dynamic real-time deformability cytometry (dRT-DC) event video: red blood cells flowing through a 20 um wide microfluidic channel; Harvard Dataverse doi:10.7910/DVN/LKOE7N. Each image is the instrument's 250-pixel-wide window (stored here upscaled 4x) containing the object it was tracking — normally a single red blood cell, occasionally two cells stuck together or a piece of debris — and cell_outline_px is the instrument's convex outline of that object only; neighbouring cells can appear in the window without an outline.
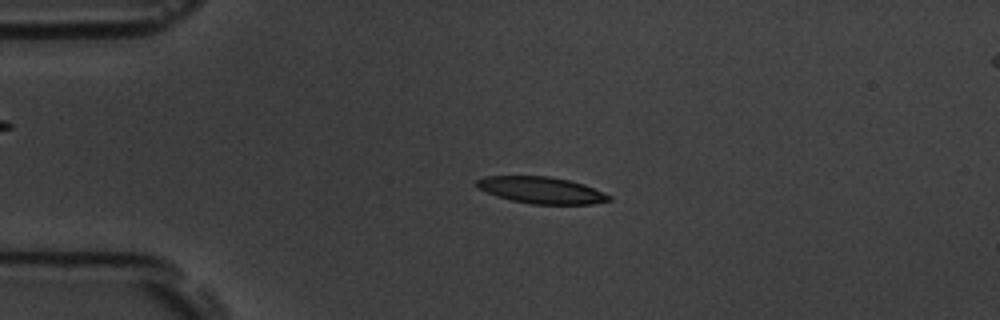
{"species": "common noctule bat (a hibernating species)", "species_latin": "Nyctalus noctula", "temperature_condition": "room temperature", "stored_images_in_passage": 55, "camera_frame_rate_fps": 3000, "um_per_image_px": 0.085, "animal": {"sex": "male", "body_mass_g": 19.5, "forearm_length_mm": 54.6}, "frame": {"image": 1, "passage_image": 12, "time_ms": 3.667, "image_size_px": [1000, 320], "cell_outline_px": [[612, 200], [592, 204], [532, 204], [512, 200], [496, 196], [476, 188], [476, 180], [484, 176], [548, 176], [568, 180], [584, 184], [612, 196]], "centroid_in_image_um": [46.0, 16.16], "position_along_channel_um": 39.0, "area_um2": 20.58}}
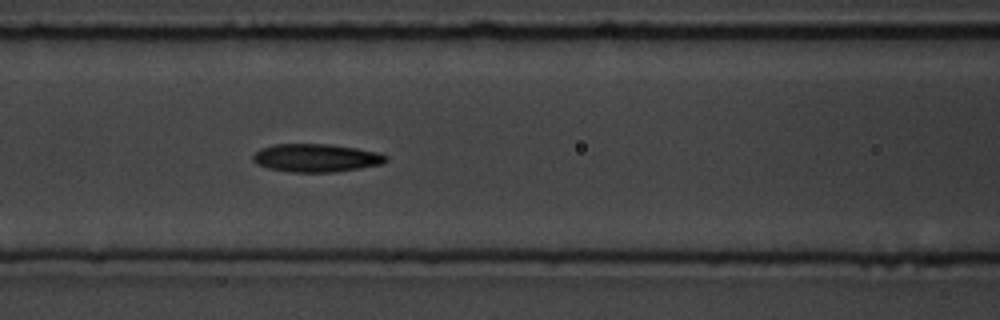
{"frame": {"image": 2, "passage_image": 23, "time_ms": 7.333, "image_size_px": [1000, 320], "cell_outline_px": [[388, 160], [380, 164], [360, 168], [332, 172], [292, 172], [268, 168], [256, 164], [252, 160], [252, 156], [260, 148], [276, 144], [328, 144], [356, 148], [380, 152], [388, 156]], "centroid_in_image_um": [26.87, 13.42], "position_along_channel_um": 139.7, "area_um2": 21.79}}
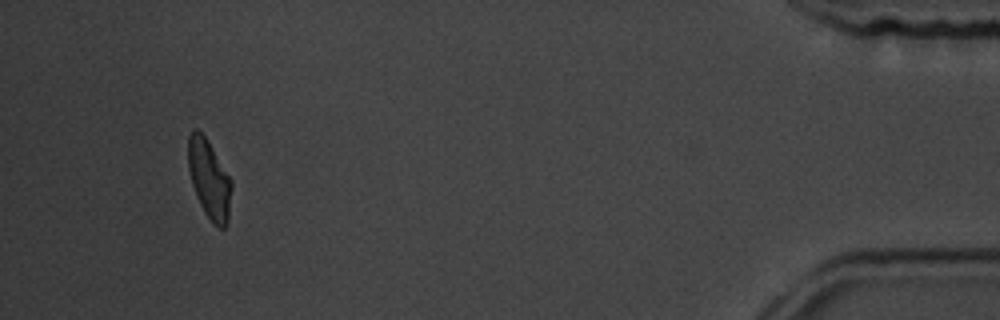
{"frame": {"image": 3, "passage_image": 52, "time_ms": 17.0, "image_size_px": [1000, 320], "cell_outline_px": [[232, 188], [228, 224], [224, 228], [216, 228], [212, 224], [204, 212], [200, 204], [192, 184], [188, 168], [188, 136], [192, 128], [196, 128], [204, 136], [212, 148], [232, 180]], "centroid_in_image_um": [17.79, 15.27], "position_along_channel_um": 417.4, "area_um2": 20.06}, "authors_computed_cell_mechanics": {"area_um2": 20.808, "velocity_mm_per_s": 3.6241, "shape_relaxation_time_tau1_ms": 4.0603, "shape_relaxation_time_tau2_ms": 3.8136, "deformation_change_tau1": 0.1562, "deformation_change_tau2": 0.1007}}